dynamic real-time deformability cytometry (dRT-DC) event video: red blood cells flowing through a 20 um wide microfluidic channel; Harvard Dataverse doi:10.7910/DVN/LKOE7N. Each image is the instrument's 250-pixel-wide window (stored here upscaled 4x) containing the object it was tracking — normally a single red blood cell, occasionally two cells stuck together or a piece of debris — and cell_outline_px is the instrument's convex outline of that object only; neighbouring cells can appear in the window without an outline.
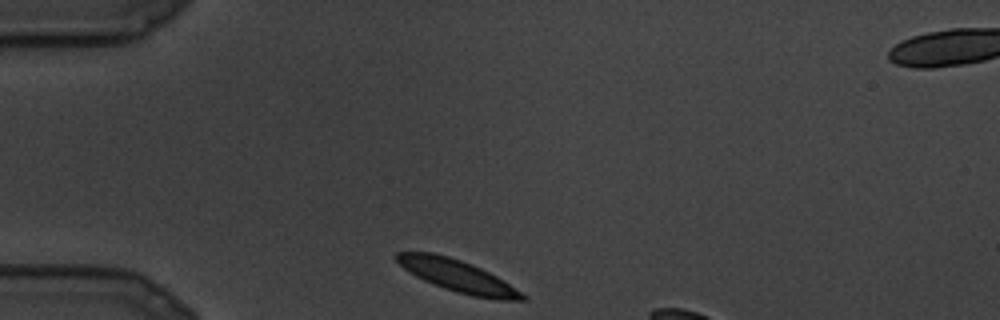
{"species": "common noctule bat (a hibernating species)", "species_latin": "Nyctalus noctula", "temperature_condition": "cold", "stored_images_in_passage": 5, "camera_frame_rate_fps": 3000, "um_per_image_px": 0.085, "animal": {"sex": "male", "body_mass_g": 19.5, "forearm_length_mm": 54.6}, "frame": {"image": 1, "passage_image": 1, "time_ms": 0.0, "image_size_px": [1000, 320], "cell_outline_px": [[528, 300], [496, 300], [472, 296], [456, 292], [444, 288], [424, 280], [408, 272], [392, 256], [396, 252], [432, 252], [448, 256], [472, 264], [496, 276], [528, 296]], "centroid_in_image_um": [38.89, 23.46], "position_along_channel_um": 46.1, "area_um2": 23.35}}
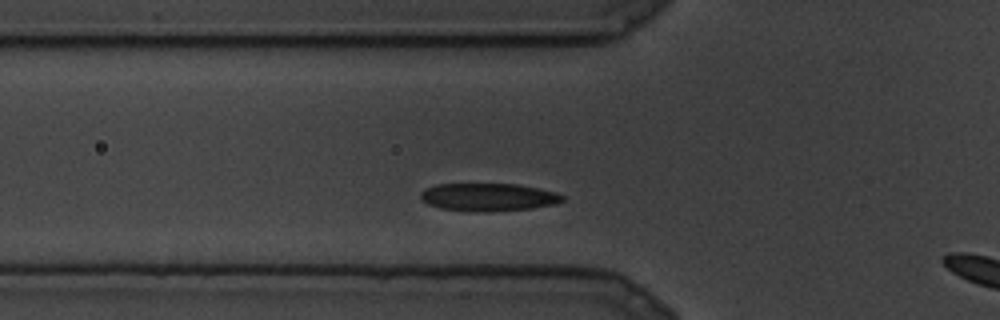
{"frame": {"image": 2, "passage_image": 4, "time_ms": 1.0, "image_size_px": [1000, 320], "cell_outline_px": [[564, 200], [556, 204], [532, 208], [476, 212], [468, 212], [440, 208], [428, 204], [420, 196], [420, 192], [424, 188], [436, 184], [516, 184], [556, 192], [564, 196]], "centroid_in_image_um": [41.48, 16.75], "position_along_channel_um": 84.3, "area_um2": 23.0}}